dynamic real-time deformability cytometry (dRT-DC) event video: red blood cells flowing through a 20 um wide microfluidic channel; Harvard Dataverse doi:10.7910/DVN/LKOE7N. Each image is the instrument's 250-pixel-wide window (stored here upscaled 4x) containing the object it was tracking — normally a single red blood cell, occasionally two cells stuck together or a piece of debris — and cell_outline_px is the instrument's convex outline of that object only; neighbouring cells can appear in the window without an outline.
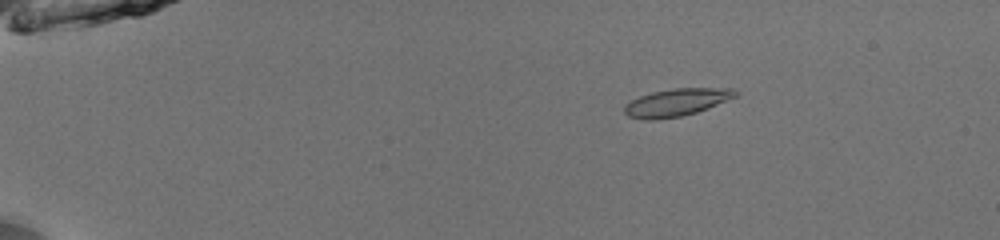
{"species": "common noctule bat (a hibernating species)", "species_latin": "Nyctalus noctula", "temperature_condition": "room temperature", "stored_images_in_passage": 53, "camera_frame_rate_fps": 3000, "um_per_image_px": 0.085, "animal": {"sex": "male", "body_mass_g": 13.0, "forearm_length_mm": 53.1}, "frame": {"image": 1, "passage_image": 11, "time_ms": 3.333, "image_size_px": [1000, 240], "cell_outline_px": [[740, 92], [736, 96], [708, 108], [696, 112], [680, 116], [656, 120], [644, 120], [628, 116], [624, 112], [624, 104], [640, 96], [652, 92], [672, 88], [732, 88]], "centroid_in_image_um": [57.49, 8.7], "position_along_channel_um": 27.5, "area_um2": 17.8}}
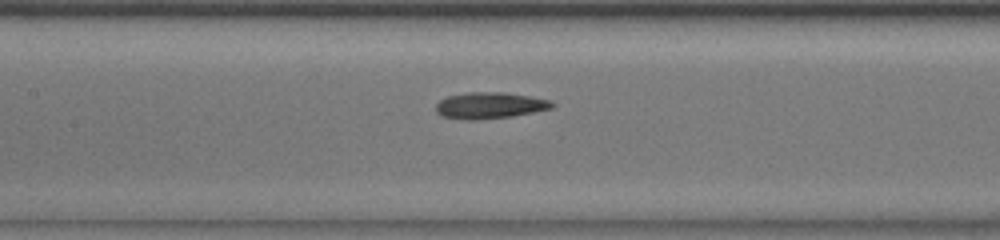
{"frame": {"image": 2, "passage_image": 28, "time_ms": 9.0, "image_size_px": [1000, 240], "cell_outline_px": [[556, 104], [552, 108], [512, 116], [476, 120], [468, 120], [440, 116], [436, 112], [436, 104], [440, 100], [448, 96], [468, 92], [500, 92], [528, 96], [552, 100]], "centroid_in_image_um": [41.62, 8.96], "position_along_channel_um": 165.8, "area_um2": 17.8}}
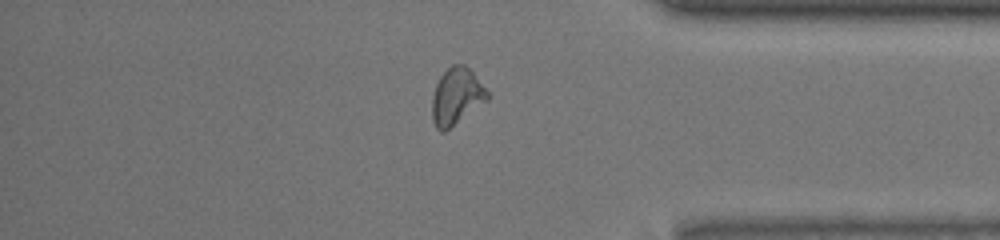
{"frame": {"image": 3, "passage_image": 46, "time_ms": 15.0, "image_size_px": [1000, 240], "cell_outline_px": [[488, 100], [444, 132], [440, 132], [436, 128], [432, 120], [432, 96], [436, 84], [440, 76], [452, 64], [464, 64], [472, 72], [488, 92]], "centroid_in_image_um": [38.78, 8.2], "position_along_channel_um": 396.4, "area_um2": 18.09}, "authors_computed_cell_mechanics": {"area_um2": 17.5134, "velocity_mm_per_s": 4.0338, "shape_relaxation_time_tau1_ms": 5.4377, "shape_relaxation_time_tau2_ms": 2.3389, "deformation_change_tau1": 0.163, "deformation_change_tau2": 0.0975}}